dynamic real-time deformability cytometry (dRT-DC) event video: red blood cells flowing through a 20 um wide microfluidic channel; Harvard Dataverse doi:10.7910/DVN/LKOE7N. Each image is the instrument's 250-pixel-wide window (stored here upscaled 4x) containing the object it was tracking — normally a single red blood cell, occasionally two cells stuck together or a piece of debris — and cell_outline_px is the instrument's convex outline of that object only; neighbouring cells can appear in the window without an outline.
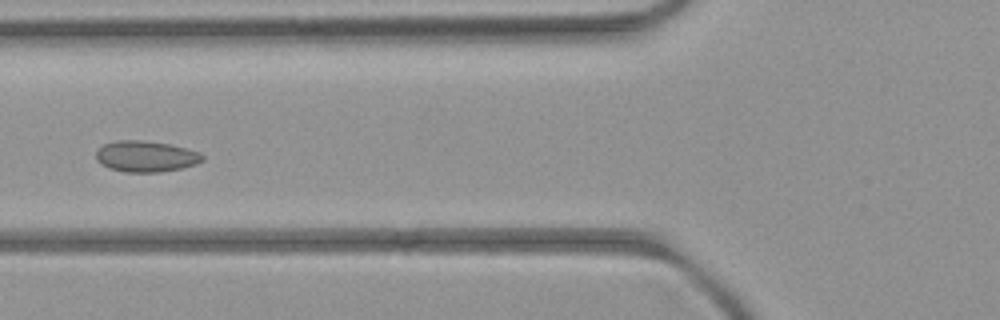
{"species": "common noctule bat (a hibernating species)", "species_latin": "Nyctalus noctula", "temperature_condition": "room temperature", "stored_images_in_passage": 5, "camera_frame_rate_fps": 3000, "um_per_image_px": 0.085, "animal": {"sex": "female", "body_mass_g": 21.9}, "frame": {"image": 1, "passage_image": 5, "time_ms": 4.667, "image_size_px": [1000, 320], "cell_outline_px": [[204, 160], [196, 164], [180, 168], [160, 172], [124, 172], [108, 168], [100, 164], [96, 160], [96, 152], [104, 144], [116, 140], [140, 140], [168, 144], [200, 152], [204, 156]], "centroid_in_image_um": [12.38, 13.3], "position_along_channel_um": 113.4, "area_um2": 19.25}}